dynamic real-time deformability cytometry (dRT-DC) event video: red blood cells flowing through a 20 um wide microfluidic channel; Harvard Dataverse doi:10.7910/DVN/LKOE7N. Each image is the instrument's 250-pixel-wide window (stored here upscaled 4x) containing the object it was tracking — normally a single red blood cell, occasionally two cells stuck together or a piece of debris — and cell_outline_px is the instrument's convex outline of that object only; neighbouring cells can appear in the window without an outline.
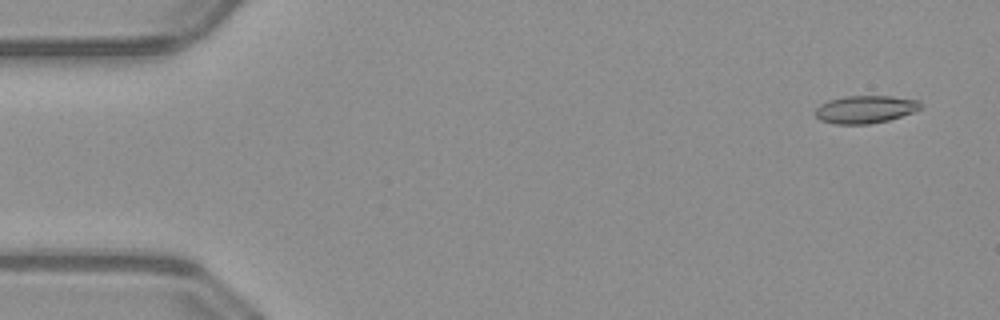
{"species": "common noctule bat (a hibernating species)", "species_latin": "Nyctalus noctula", "temperature_condition": "warm", "stored_images_in_passage": 51, "camera_frame_rate_fps": 3000, "um_per_image_px": 0.085, "animal": {"sex": "male", "body_mass_g": 23.1, "forearm_length_mm": 52.7}, "frame": {"image": 1, "passage_image": 3, "time_ms": 0.667, "image_size_px": [1000, 320], "cell_outline_px": [[920, 108], [900, 116], [888, 120], [868, 124], [836, 124], [824, 120], [816, 116], [816, 112], [824, 104], [832, 100], [852, 96], [884, 96], [916, 100], [920, 104]], "centroid_in_image_um": [73.58, 9.31], "position_along_channel_um": 11.4, "area_um2": 16.01}}
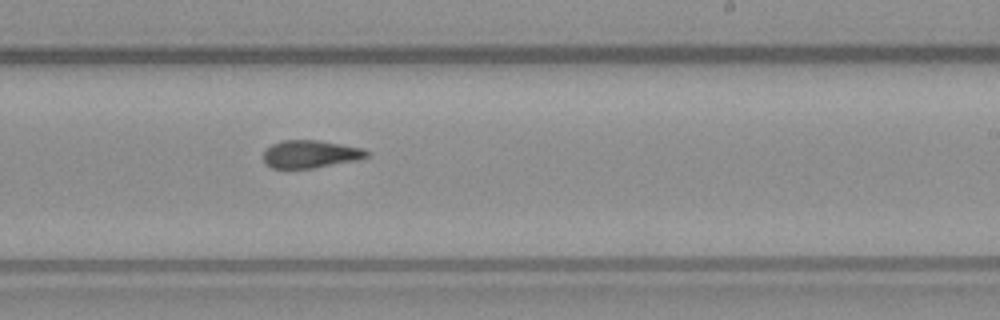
{"frame": {"image": 2, "passage_image": 31, "time_ms": 10.0, "image_size_px": [1000, 320], "cell_outline_px": [[368, 156], [352, 160], [312, 168], [272, 168], [264, 160], [264, 152], [272, 144], [284, 140], [316, 140], [360, 148], [368, 152]], "centroid_in_image_um": [26.32, 13.09], "position_along_channel_um": 262.7, "area_um2": 16.01}}
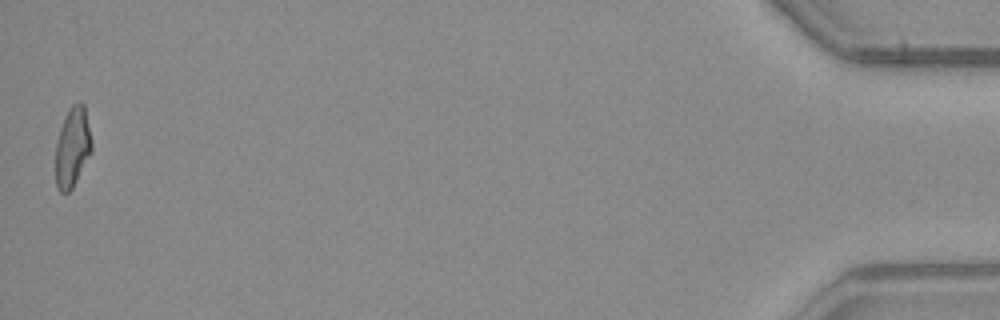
{"frame": {"image": 3, "passage_image": 51, "time_ms": 16.667, "image_size_px": [1000, 320], "cell_outline_px": [[92, 152], [72, 188], [68, 192], [60, 192], [56, 188], [56, 144], [60, 128], [72, 104], [80, 100], [84, 104], [92, 140]], "centroid_in_image_um": [6.17, 12.51], "position_along_channel_um": 429.0, "area_um2": 16.76}, "authors_computed_cell_mechanics": {"area_um2": 16.762, "velocity_mm_per_s": 4.0417, "shape_relaxation_time_tau1_ms": null, "shape_relaxation_time_tau2_ms": 2.87, "deformation_change_tau1": null, "deformation_change_tau2": 0.1142}}